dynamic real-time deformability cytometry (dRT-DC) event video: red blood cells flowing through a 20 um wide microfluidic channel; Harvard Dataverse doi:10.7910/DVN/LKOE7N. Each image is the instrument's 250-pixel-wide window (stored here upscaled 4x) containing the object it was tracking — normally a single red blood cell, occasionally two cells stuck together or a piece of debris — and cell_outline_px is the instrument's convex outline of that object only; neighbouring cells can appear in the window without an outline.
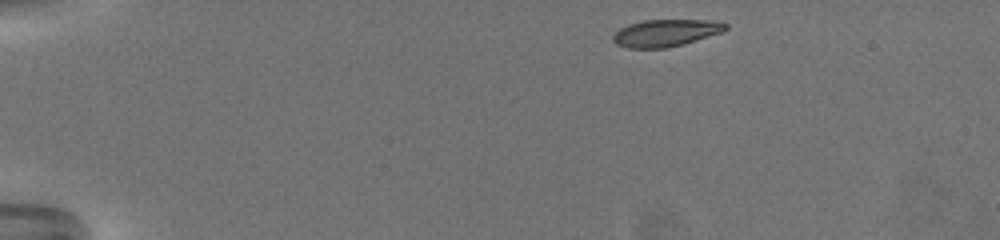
{"species": "common noctule bat (a hibernating species)", "species_latin": "Nyctalus noctula", "temperature_condition": "warm", "stored_images_in_passage": 55, "camera_frame_rate_fps": 3000, "um_per_image_px": 0.085, "animal": {"sex": "female", "body_mass_g": 19.5, "forearm_length_mm": 54.1}, "frame": {"image": 1, "passage_image": 1, "time_ms": 0.0, "image_size_px": [1000, 240], "cell_outline_px": [[728, 28], [724, 32], [684, 44], [668, 48], [628, 48], [616, 44], [612, 40], [612, 36], [620, 28], [628, 24], [644, 20], [712, 20], [728, 24]], "centroid_in_image_um": [56.61, 2.8], "position_along_channel_um": 28.4, "area_um2": 17.98}}
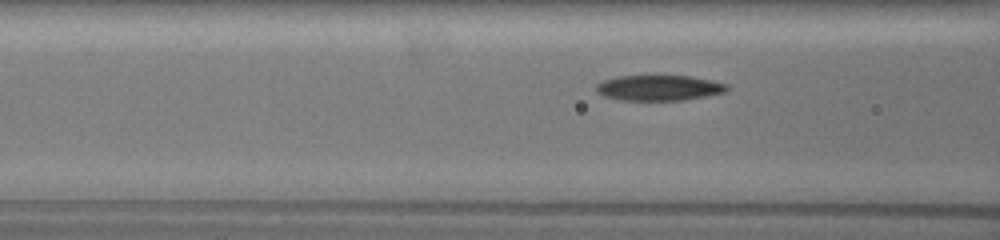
{"frame": {"image": 2, "passage_image": 18, "time_ms": 5.667, "image_size_px": [1000, 240], "cell_outline_px": [[728, 88], [724, 92], [684, 100], [620, 100], [604, 96], [596, 92], [596, 84], [604, 80], [616, 76], [692, 76], [712, 80], [728, 84]], "centroid_in_image_um": [55.99, 7.46], "position_along_channel_um": 110.6, "area_um2": 19.36}}
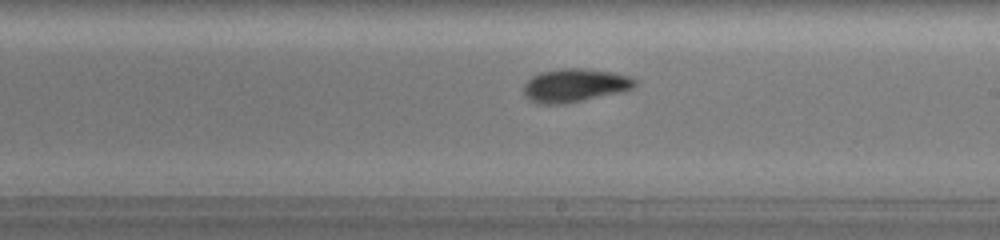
{"frame": {"image": 3, "passage_image": 30, "time_ms": 9.667, "image_size_px": [1000, 240], "cell_outline_px": [[636, 84], [632, 88], [624, 92], [564, 104], [540, 104], [524, 96], [524, 84], [532, 76], [540, 72], [560, 68], [584, 68], [612, 72], [628, 76], [636, 80]], "centroid_in_image_um": [48.86, 7.25], "position_along_channel_um": 240.1, "area_um2": 21.73}, "authors_computed_cell_mechanics": {"area_um2": 19.652, "velocity_mm_per_s": 3.2423, "shape_relaxation_time_tau1_ms": 2.9089, "shape_relaxation_time_tau2_ms": 1.9057, "deformation_change_tau1": 0.1572, "deformation_change_tau2": 0.0725}}